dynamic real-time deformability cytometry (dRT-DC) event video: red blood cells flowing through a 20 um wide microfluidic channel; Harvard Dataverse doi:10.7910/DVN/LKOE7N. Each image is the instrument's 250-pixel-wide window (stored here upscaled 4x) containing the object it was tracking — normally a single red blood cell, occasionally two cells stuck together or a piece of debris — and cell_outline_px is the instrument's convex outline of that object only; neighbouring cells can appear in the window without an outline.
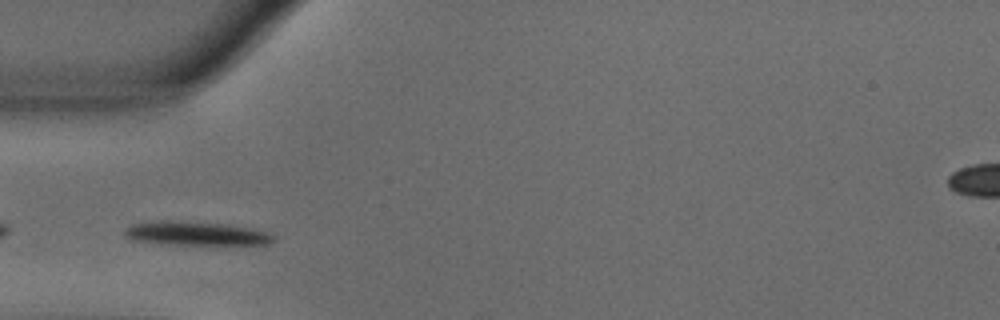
{"species": "common noctule bat (a hibernating species)", "species_latin": "Nyctalus noctula", "temperature_condition": "warm", "stored_images_in_passage": 40, "camera_frame_rate_fps": 3000, "um_per_image_px": 0.085, "animal": {"sex": "male", "body_mass_g": 18.8}, "frame": {"image": 1, "passage_image": 2, "time_ms": 0.333, "image_size_px": [1000, 320], "cell_outline_px": [[276, 236], [268, 244], [156, 244], [132, 240], [124, 236], [124, 228], [132, 224], [160, 220], [172, 220], [228, 224], [252, 228], [272, 232]], "centroid_in_image_um": [16.62, 19.83], "position_along_channel_um": 68.4, "area_um2": 20.98}}
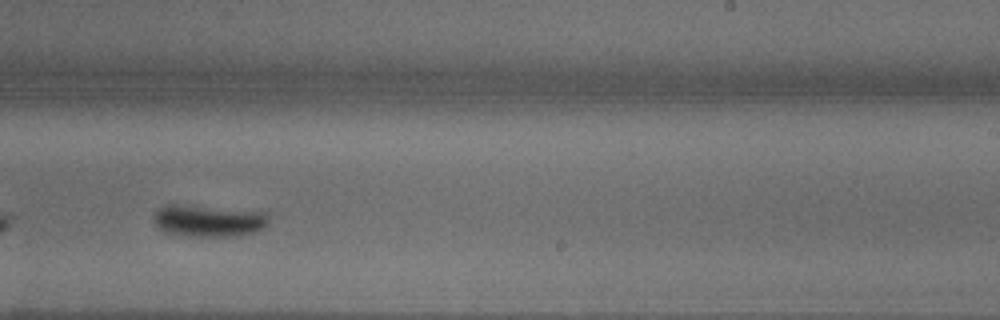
{"frame": {"image": 2, "passage_image": 19, "time_ms": 6.0, "image_size_px": [1000, 320], "cell_outline_px": [[268, 224], [264, 228], [256, 232], [240, 236], [176, 236], [164, 232], [152, 220], [152, 216], [160, 208], [168, 204], [172, 204], [268, 212]], "centroid_in_image_um": [17.73, 18.78], "position_along_channel_um": 271.3, "area_um2": 21.56}}
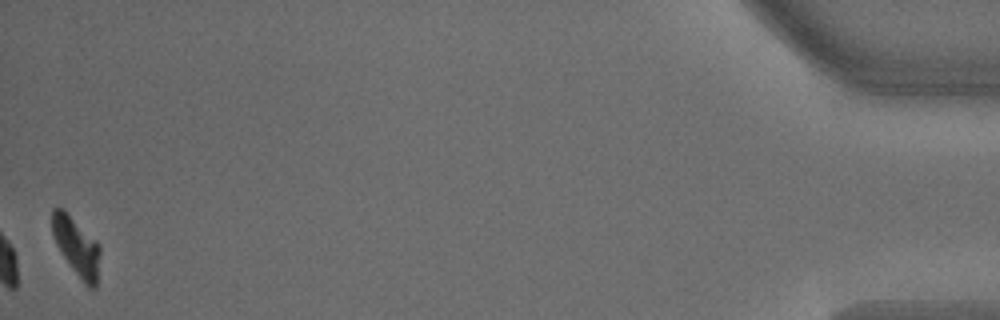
{"frame": {"image": 3, "passage_image": 40, "time_ms": 13.0, "image_size_px": [1000, 320], "cell_outline_px": [[100, 252], [96, 288], [88, 288], [84, 284], [60, 252], [56, 244], [52, 232], [52, 208], [64, 208], [100, 244]], "centroid_in_image_um": [6.51, 20.94], "position_along_channel_um": 428.7, "area_um2": 16.42}, "authors_computed_cell_mechanics": {"area_um2": 20.5479, "velocity_mm_per_s": 3.5783, "shape_relaxation_time_tau1_ms": 2.0491, "shape_relaxation_time_tau2_ms": null, "deformation_change_tau1": 0.1915, "deformation_change_tau2": null}}